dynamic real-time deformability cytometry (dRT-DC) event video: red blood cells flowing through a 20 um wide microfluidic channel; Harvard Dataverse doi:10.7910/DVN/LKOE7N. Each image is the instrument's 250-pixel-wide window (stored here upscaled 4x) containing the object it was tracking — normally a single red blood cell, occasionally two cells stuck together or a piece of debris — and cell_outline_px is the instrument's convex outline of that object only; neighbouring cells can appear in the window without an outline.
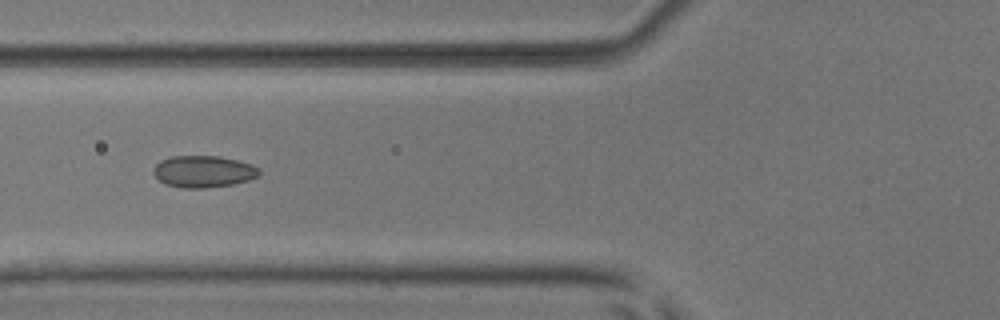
{"species": "common noctule bat (a hibernating species)", "species_latin": "Nyctalus noctula", "temperature_condition": "room temperature", "stored_images_in_passage": 8, "camera_frame_rate_fps": 3000, "um_per_image_px": 0.085, "animal": {"sex": "male", "body_mass_g": 17.9, "forearm_length_mm": 54.2}, "frame": {"image": 1, "passage_image": 5, "time_ms": 4.667, "image_size_px": [1000, 320], "cell_outline_px": [[260, 172], [256, 176], [248, 180], [232, 184], [204, 188], [184, 188], [164, 184], [152, 172], [156, 164], [160, 160], [172, 156], [220, 156], [252, 164], [260, 168]], "centroid_in_image_um": [17.28, 14.57], "position_along_channel_um": 108.5, "area_um2": 19.54}}
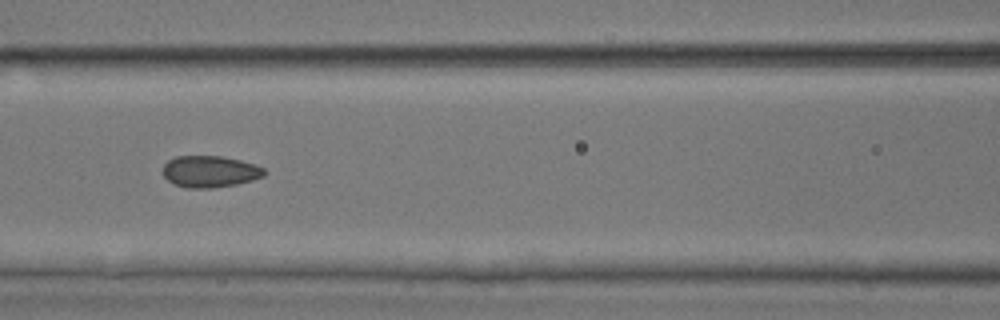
{"frame": {"image": 2, "passage_image": 6, "time_ms": 5.667, "image_size_px": [1000, 320], "cell_outline_px": [[268, 172], [264, 176], [252, 180], [236, 184], [212, 188], [188, 188], [172, 184], [160, 172], [164, 164], [168, 160], [176, 156], [220, 156], [240, 160], [256, 164], [264, 168]], "centroid_in_image_um": [17.83, 14.58], "position_along_channel_um": 148.8, "area_um2": 18.96}}
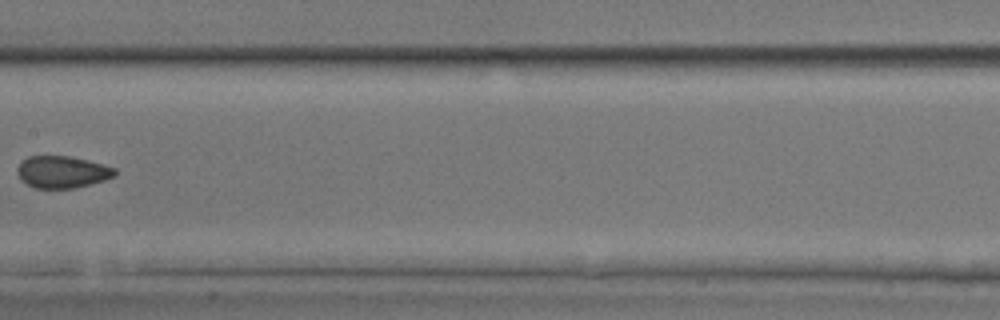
{"frame": {"image": 3, "passage_image": 7, "time_ms": 7.0, "image_size_px": [1000, 320], "cell_outline_px": [[116, 176], [104, 180], [72, 188], [36, 188], [20, 180], [16, 172], [16, 168], [28, 156], [68, 156], [88, 160], [116, 168]], "centroid_in_image_um": [5.28, 14.61], "position_along_channel_um": 202.1, "area_um2": 18.09}}